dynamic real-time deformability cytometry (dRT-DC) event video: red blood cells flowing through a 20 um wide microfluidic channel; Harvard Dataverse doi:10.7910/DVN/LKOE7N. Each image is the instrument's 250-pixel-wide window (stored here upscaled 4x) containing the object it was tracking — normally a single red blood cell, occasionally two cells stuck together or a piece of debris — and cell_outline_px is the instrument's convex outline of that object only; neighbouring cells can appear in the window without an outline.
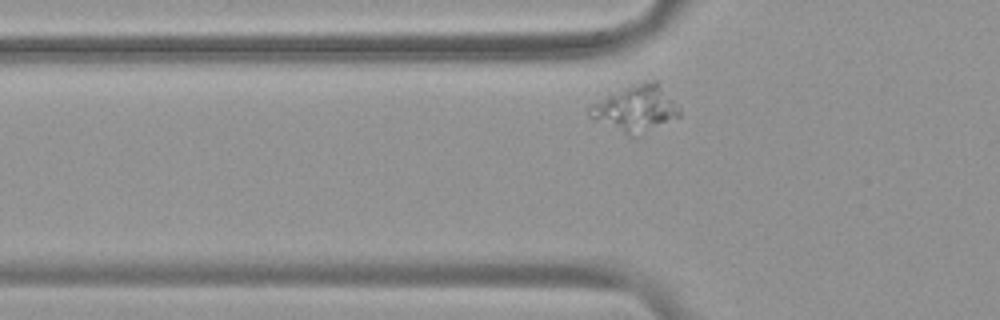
{"species": "common noctule bat (a hibernating species)", "species_latin": "Nyctalus noctula", "temperature_condition": "warm", "stored_images_in_passage": 42, "camera_frame_rate_fps": 3000, "um_per_image_px": 0.085, "animal": {"sex": "female", "body_mass_g": 19.9}, "frame": {"image": 1, "passage_image": 7, "time_ms": 2.0, "image_size_px": [1000, 320], "cell_outline_px": [[680, 116], [636, 136], [628, 136], [592, 120], [588, 116], [588, 108], [592, 104], [608, 96], [628, 88], [652, 80], [656, 80], [680, 108]], "centroid_in_image_um": [54.02, 9.28], "position_along_channel_um": 71.8, "area_um2": 23.52}}
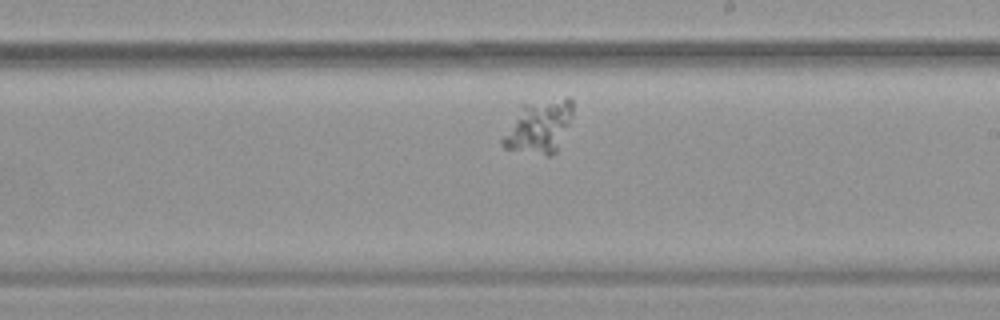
{"frame": {"image": 2, "passage_image": 22, "time_ms": 7.0, "image_size_px": [1000, 320], "cell_outline_px": [[572, 116], [556, 152], [552, 156], [548, 156], [504, 148], [500, 144], [500, 140], [520, 104], [568, 96], [572, 100]], "centroid_in_image_um": [45.79, 10.75], "position_along_channel_um": 243.2, "area_um2": 21.85}}
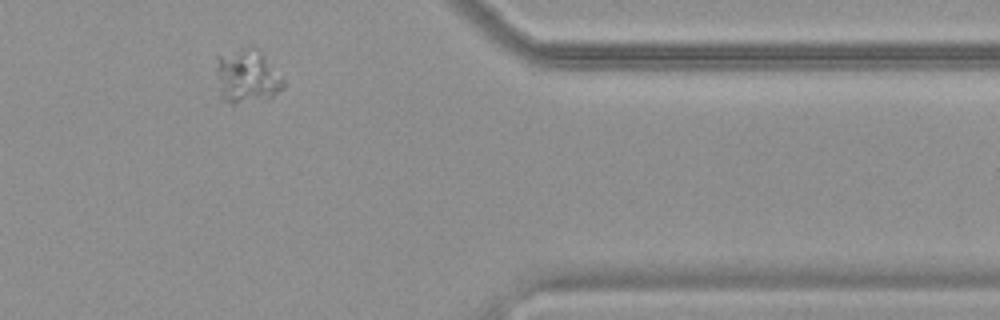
{"frame": {"image": 3, "passage_image": 36, "time_ms": 11.667, "image_size_px": [1000, 320], "cell_outline_px": [[284, 88], [272, 96], [232, 104], [220, 100], [216, 76], [216, 56], [252, 44], [260, 48], [284, 84]], "centroid_in_image_um": [20.92, 6.44], "position_along_channel_um": 390.5, "area_um2": 21.15}}